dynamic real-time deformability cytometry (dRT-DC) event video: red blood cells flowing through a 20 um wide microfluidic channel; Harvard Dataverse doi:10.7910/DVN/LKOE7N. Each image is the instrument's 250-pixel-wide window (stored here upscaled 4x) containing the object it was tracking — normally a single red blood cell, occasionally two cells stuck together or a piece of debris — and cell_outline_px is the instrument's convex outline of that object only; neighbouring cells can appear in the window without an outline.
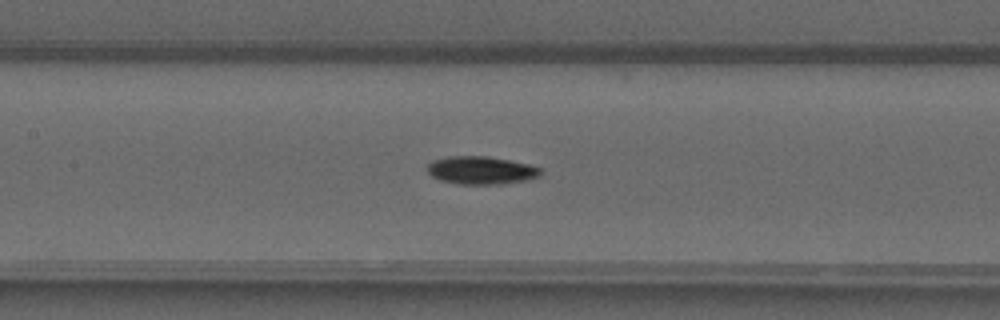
{"species": "common noctule bat (a hibernating species)", "species_latin": "Nyctalus noctula", "temperature_condition": "warm", "stored_images_in_passage": 44, "camera_frame_rate_fps": 3000, "um_per_image_px": 0.085, "animal": {"sex": "male", "forearm_length_mm": 52.5}, "frame": {"image": 1, "passage_image": 18, "time_ms": 5.667, "image_size_px": [1000, 320], "cell_outline_px": [[540, 176], [528, 180], [504, 184], [460, 184], [440, 180], [432, 176], [428, 172], [428, 164], [432, 160], [448, 156], [488, 156], [528, 164], [540, 168]], "centroid_in_image_um": [40.89, 14.48], "position_along_channel_um": 166.5, "area_um2": 18.44}}
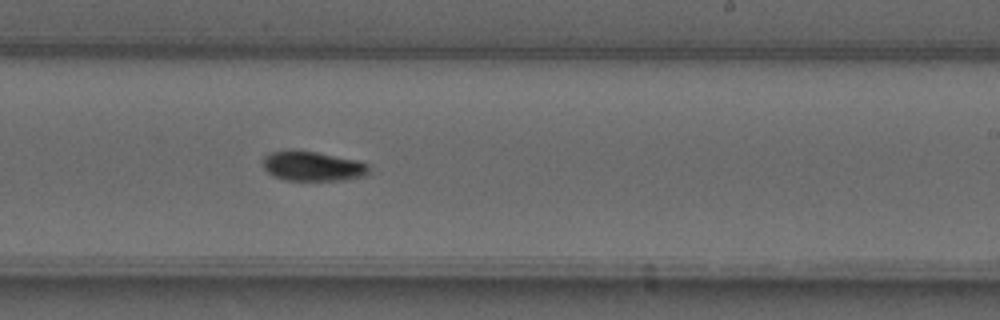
{"frame": {"image": 2, "passage_image": 25, "time_ms": 8.0, "image_size_px": [1000, 320], "cell_outline_px": [[368, 176], [344, 180], [284, 180], [272, 176], [264, 168], [264, 156], [268, 152], [292, 148], [316, 152], [356, 160], [368, 164]], "centroid_in_image_um": [26.54, 14.11], "position_along_channel_um": 262.5, "area_um2": 18.67}}
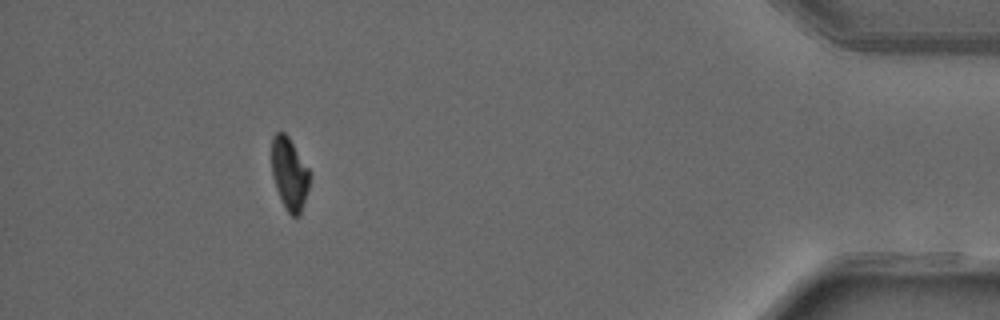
{"frame": {"image": 3, "passage_image": 40, "time_ms": 13.0, "image_size_px": [1000, 320], "cell_outline_px": [[308, 188], [300, 216], [292, 216], [288, 212], [276, 188], [272, 172], [272, 136], [276, 132], [284, 132], [288, 136], [308, 168]], "centroid_in_image_um": [24.58, 14.75], "position_along_channel_um": 410.6, "area_um2": 15.55}, "authors_computed_cell_mechanics": {"area_um2": 17.4845, "velocity_mm_per_s": 4.1249, "shape_relaxation_time_tau1_ms": 4.2038, "shape_relaxation_time_tau2_ms": null, "deformation_change_tau1": 0.1695, "deformation_change_tau2": null}}